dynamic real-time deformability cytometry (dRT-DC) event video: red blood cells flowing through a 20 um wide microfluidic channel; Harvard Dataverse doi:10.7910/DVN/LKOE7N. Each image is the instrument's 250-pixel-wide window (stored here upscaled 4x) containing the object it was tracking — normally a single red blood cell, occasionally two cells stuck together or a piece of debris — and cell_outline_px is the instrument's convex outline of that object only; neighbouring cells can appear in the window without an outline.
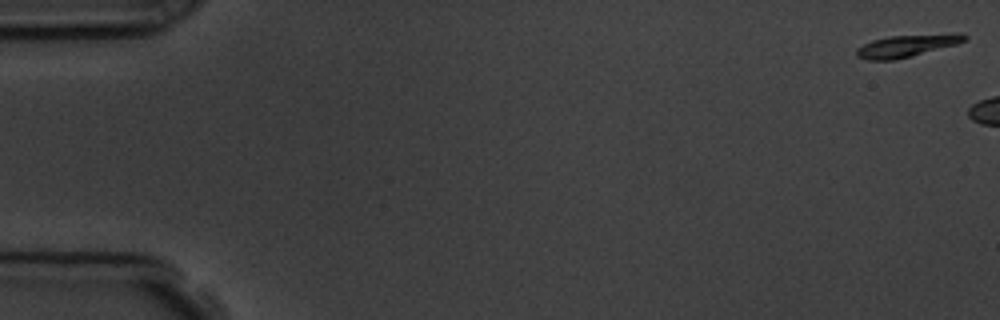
{"species": "common noctule bat (a hibernating species)", "species_latin": "Nyctalus noctula", "temperature_condition": "room temperature", "stored_images_in_passage": 3, "camera_frame_rate_fps": 3000, "um_per_image_px": 0.085, "animal": {"sex": "male", "body_mass_g": 19.5, "forearm_length_mm": 54.6}, "frame": {"image": 1, "passage_image": 1, "time_ms": 0.0, "image_size_px": [1000, 320], "cell_outline_px": [[968, 40], [956, 44], [912, 56], [892, 60], [868, 60], [856, 56], [856, 48], [872, 40], [888, 36], [956, 32], [960, 32], [968, 36]], "centroid_in_image_um": [77.13, 3.86], "position_along_channel_um": 7.9, "area_um2": 14.28}}